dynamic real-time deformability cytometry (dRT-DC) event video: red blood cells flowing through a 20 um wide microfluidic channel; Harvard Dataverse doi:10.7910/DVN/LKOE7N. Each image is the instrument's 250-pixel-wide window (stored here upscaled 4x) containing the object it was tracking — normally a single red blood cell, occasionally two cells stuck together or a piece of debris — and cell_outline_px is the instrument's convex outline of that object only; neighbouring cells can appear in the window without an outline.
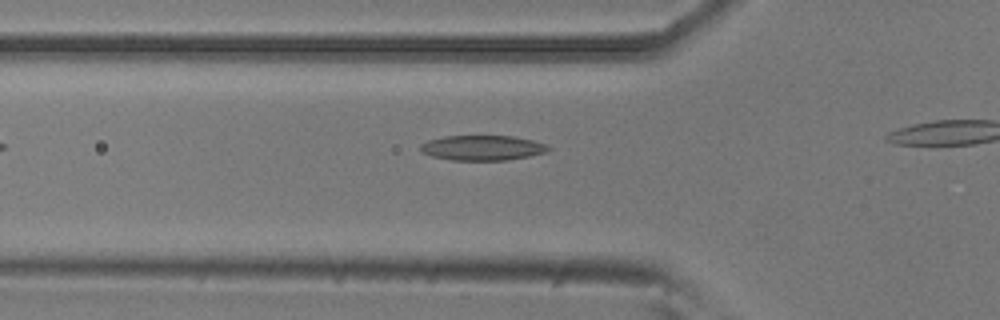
{"species": "common noctule bat (a hibernating species)", "species_latin": "Nyctalus noctula", "temperature_condition": "room temperature", "stored_images_in_passage": 7, "camera_frame_rate_fps": 3000, "um_per_image_px": 0.085, "animal": {"sex": "male", "body_mass_g": 20.5, "forearm_length_mm": 52.5}, "frame": {"image": 1, "passage_image": 2, "time_ms": 0.333, "image_size_px": [1000, 320], "cell_outline_px": [[552, 148], [548, 152], [508, 160], [452, 160], [432, 156], [420, 152], [420, 144], [428, 140], [444, 136], [512, 136], [532, 140], [544, 144]], "centroid_in_image_um": [40.99, 12.57], "position_along_channel_um": 84.8, "area_um2": 18.67}}
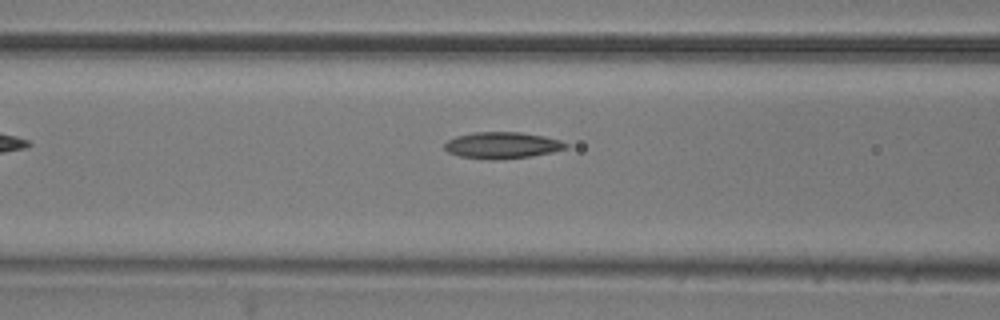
{"frame": {"image": 2, "passage_image": 5, "time_ms": 1.333, "image_size_px": [1000, 320], "cell_outline_px": [[568, 148], [552, 152], [532, 156], [496, 160], [492, 160], [460, 156], [448, 152], [444, 148], [444, 144], [448, 140], [456, 136], [472, 132], [520, 132], [544, 136], [560, 140], [568, 144]], "centroid_in_image_um": [42.69, 12.35], "position_along_channel_um": 123.9, "area_um2": 18.79}}